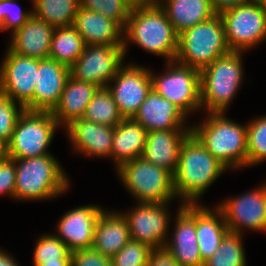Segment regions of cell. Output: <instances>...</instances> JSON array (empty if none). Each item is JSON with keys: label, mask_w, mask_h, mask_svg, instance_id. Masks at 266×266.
Returning <instances> with one entry per match:
<instances>
[{"label": "cell", "mask_w": 266, "mask_h": 266, "mask_svg": "<svg viewBox=\"0 0 266 266\" xmlns=\"http://www.w3.org/2000/svg\"><path fill=\"white\" fill-rule=\"evenodd\" d=\"M70 68L51 59H38V70L33 94V111H53L58 105Z\"/></svg>", "instance_id": "cell-18"}, {"label": "cell", "mask_w": 266, "mask_h": 266, "mask_svg": "<svg viewBox=\"0 0 266 266\" xmlns=\"http://www.w3.org/2000/svg\"><path fill=\"white\" fill-rule=\"evenodd\" d=\"M83 119L116 127L124 118L120 114L110 90L100 87L88 103Z\"/></svg>", "instance_id": "cell-31"}, {"label": "cell", "mask_w": 266, "mask_h": 266, "mask_svg": "<svg viewBox=\"0 0 266 266\" xmlns=\"http://www.w3.org/2000/svg\"><path fill=\"white\" fill-rule=\"evenodd\" d=\"M98 88L97 85L78 80L70 74L60 101L52 111L58 125L68 126L71 122L83 118L87 105Z\"/></svg>", "instance_id": "cell-25"}, {"label": "cell", "mask_w": 266, "mask_h": 266, "mask_svg": "<svg viewBox=\"0 0 266 266\" xmlns=\"http://www.w3.org/2000/svg\"><path fill=\"white\" fill-rule=\"evenodd\" d=\"M37 70L38 59L16 54L8 48L0 66V93L25 110L33 111Z\"/></svg>", "instance_id": "cell-11"}, {"label": "cell", "mask_w": 266, "mask_h": 266, "mask_svg": "<svg viewBox=\"0 0 266 266\" xmlns=\"http://www.w3.org/2000/svg\"><path fill=\"white\" fill-rule=\"evenodd\" d=\"M102 211L96 205L79 206L68 211L58 223L59 235L56 236L71 252L91 248L95 224Z\"/></svg>", "instance_id": "cell-17"}, {"label": "cell", "mask_w": 266, "mask_h": 266, "mask_svg": "<svg viewBox=\"0 0 266 266\" xmlns=\"http://www.w3.org/2000/svg\"><path fill=\"white\" fill-rule=\"evenodd\" d=\"M16 183L14 198L43 200L54 198L69 188V180L51 154L14 159Z\"/></svg>", "instance_id": "cell-4"}, {"label": "cell", "mask_w": 266, "mask_h": 266, "mask_svg": "<svg viewBox=\"0 0 266 266\" xmlns=\"http://www.w3.org/2000/svg\"><path fill=\"white\" fill-rule=\"evenodd\" d=\"M229 232L242 234L244 228L266 231V184L218 204Z\"/></svg>", "instance_id": "cell-14"}, {"label": "cell", "mask_w": 266, "mask_h": 266, "mask_svg": "<svg viewBox=\"0 0 266 266\" xmlns=\"http://www.w3.org/2000/svg\"><path fill=\"white\" fill-rule=\"evenodd\" d=\"M6 156H7V154H6V144L3 143V142L0 140V161H1L2 159H4Z\"/></svg>", "instance_id": "cell-46"}, {"label": "cell", "mask_w": 266, "mask_h": 266, "mask_svg": "<svg viewBox=\"0 0 266 266\" xmlns=\"http://www.w3.org/2000/svg\"><path fill=\"white\" fill-rule=\"evenodd\" d=\"M230 51L222 19L216 14L179 33L175 61L201 71Z\"/></svg>", "instance_id": "cell-5"}, {"label": "cell", "mask_w": 266, "mask_h": 266, "mask_svg": "<svg viewBox=\"0 0 266 266\" xmlns=\"http://www.w3.org/2000/svg\"><path fill=\"white\" fill-rule=\"evenodd\" d=\"M216 14L247 3L246 0H210Z\"/></svg>", "instance_id": "cell-42"}, {"label": "cell", "mask_w": 266, "mask_h": 266, "mask_svg": "<svg viewBox=\"0 0 266 266\" xmlns=\"http://www.w3.org/2000/svg\"><path fill=\"white\" fill-rule=\"evenodd\" d=\"M66 130L76 151L87 156H111L114 127L81 118L71 122Z\"/></svg>", "instance_id": "cell-22"}, {"label": "cell", "mask_w": 266, "mask_h": 266, "mask_svg": "<svg viewBox=\"0 0 266 266\" xmlns=\"http://www.w3.org/2000/svg\"><path fill=\"white\" fill-rule=\"evenodd\" d=\"M228 232L223 213L218 207L211 211L196 203V236L204 262L214 255Z\"/></svg>", "instance_id": "cell-27"}, {"label": "cell", "mask_w": 266, "mask_h": 266, "mask_svg": "<svg viewBox=\"0 0 266 266\" xmlns=\"http://www.w3.org/2000/svg\"><path fill=\"white\" fill-rule=\"evenodd\" d=\"M167 67V72L161 76L151 73L152 88L185 115L200 109V71L176 61L167 62Z\"/></svg>", "instance_id": "cell-9"}, {"label": "cell", "mask_w": 266, "mask_h": 266, "mask_svg": "<svg viewBox=\"0 0 266 266\" xmlns=\"http://www.w3.org/2000/svg\"><path fill=\"white\" fill-rule=\"evenodd\" d=\"M224 112L208 113L207 120L191 126V132L227 169L247 166V125L225 117Z\"/></svg>", "instance_id": "cell-3"}, {"label": "cell", "mask_w": 266, "mask_h": 266, "mask_svg": "<svg viewBox=\"0 0 266 266\" xmlns=\"http://www.w3.org/2000/svg\"><path fill=\"white\" fill-rule=\"evenodd\" d=\"M80 7L100 13L125 28L131 6L125 0H79Z\"/></svg>", "instance_id": "cell-35"}, {"label": "cell", "mask_w": 266, "mask_h": 266, "mask_svg": "<svg viewBox=\"0 0 266 266\" xmlns=\"http://www.w3.org/2000/svg\"><path fill=\"white\" fill-rule=\"evenodd\" d=\"M131 240L126 217L119 212L102 211L95 228L92 249L112 257Z\"/></svg>", "instance_id": "cell-24"}, {"label": "cell", "mask_w": 266, "mask_h": 266, "mask_svg": "<svg viewBox=\"0 0 266 266\" xmlns=\"http://www.w3.org/2000/svg\"><path fill=\"white\" fill-rule=\"evenodd\" d=\"M191 128L150 131L147 134L145 150L142 157L174 175L181 146Z\"/></svg>", "instance_id": "cell-19"}, {"label": "cell", "mask_w": 266, "mask_h": 266, "mask_svg": "<svg viewBox=\"0 0 266 266\" xmlns=\"http://www.w3.org/2000/svg\"><path fill=\"white\" fill-rule=\"evenodd\" d=\"M71 266H113L111 257L100 254L98 251L79 249L71 252Z\"/></svg>", "instance_id": "cell-39"}, {"label": "cell", "mask_w": 266, "mask_h": 266, "mask_svg": "<svg viewBox=\"0 0 266 266\" xmlns=\"http://www.w3.org/2000/svg\"><path fill=\"white\" fill-rule=\"evenodd\" d=\"M85 47L83 38L73 25L56 27L53 33L49 58L71 68Z\"/></svg>", "instance_id": "cell-29"}, {"label": "cell", "mask_w": 266, "mask_h": 266, "mask_svg": "<svg viewBox=\"0 0 266 266\" xmlns=\"http://www.w3.org/2000/svg\"><path fill=\"white\" fill-rule=\"evenodd\" d=\"M0 266H18V263L12 256L0 249Z\"/></svg>", "instance_id": "cell-43"}, {"label": "cell", "mask_w": 266, "mask_h": 266, "mask_svg": "<svg viewBox=\"0 0 266 266\" xmlns=\"http://www.w3.org/2000/svg\"><path fill=\"white\" fill-rule=\"evenodd\" d=\"M55 27L32 15L13 33L9 49L19 55L35 59L49 58Z\"/></svg>", "instance_id": "cell-23"}, {"label": "cell", "mask_w": 266, "mask_h": 266, "mask_svg": "<svg viewBox=\"0 0 266 266\" xmlns=\"http://www.w3.org/2000/svg\"><path fill=\"white\" fill-rule=\"evenodd\" d=\"M59 127L51 111H29L19 116L11 139L6 144L7 157L23 159L46 154Z\"/></svg>", "instance_id": "cell-8"}, {"label": "cell", "mask_w": 266, "mask_h": 266, "mask_svg": "<svg viewBox=\"0 0 266 266\" xmlns=\"http://www.w3.org/2000/svg\"><path fill=\"white\" fill-rule=\"evenodd\" d=\"M131 7H137L151 3L154 0H125Z\"/></svg>", "instance_id": "cell-45"}, {"label": "cell", "mask_w": 266, "mask_h": 266, "mask_svg": "<svg viewBox=\"0 0 266 266\" xmlns=\"http://www.w3.org/2000/svg\"><path fill=\"white\" fill-rule=\"evenodd\" d=\"M260 5H261L263 11H264L265 14H266V0H264Z\"/></svg>", "instance_id": "cell-48"}, {"label": "cell", "mask_w": 266, "mask_h": 266, "mask_svg": "<svg viewBox=\"0 0 266 266\" xmlns=\"http://www.w3.org/2000/svg\"><path fill=\"white\" fill-rule=\"evenodd\" d=\"M241 53L230 51L200 71L201 107L209 113H225L237 93L244 70Z\"/></svg>", "instance_id": "cell-6"}, {"label": "cell", "mask_w": 266, "mask_h": 266, "mask_svg": "<svg viewBox=\"0 0 266 266\" xmlns=\"http://www.w3.org/2000/svg\"><path fill=\"white\" fill-rule=\"evenodd\" d=\"M264 0H246L247 3L261 4Z\"/></svg>", "instance_id": "cell-47"}, {"label": "cell", "mask_w": 266, "mask_h": 266, "mask_svg": "<svg viewBox=\"0 0 266 266\" xmlns=\"http://www.w3.org/2000/svg\"><path fill=\"white\" fill-rule=\"evenodd\" d=\"M150 248L139 241L130 240L117 254L111 257L113 266H147Z\"/></svg>", "instance_id": "cell-36"}, {"label": "cell", "mask_w": 266, "mask_h": 266, "mask_svg": "<svg viewBox=\"0 0 266 266\" xmlns=\"http://www.w3.org/2000/svg\"><path fill=\"white\" fill-rule=\"evenodd\" d=\"M178 36L165 11L155 0L132 7L124 28V54L127 42L131 40L152 54L166 57L168 62L175 61Z\"/></svg>", "instance_id": "cell-2"}, {"label": "cell", "mask_w": 266, "mask_h": 266, "mask_svg": "<svg viewBox=\"0 0 266 266\" xmlns=\"http://www.w3.org/2000/svg\"><path fill=\"white\" fill-rule=\"evenodd\" d=\"M247 166L266 160V116L252 120L247 126Z\"/></svg>", "instance_id": "cell-33"}, {"label": "cell", "mask_w": 266, "mask_h": 266, "mask_svg": "<svg viewBox=\"0 0 266 266\" xmlns=\"http://www.w3.org/2000/svg\"><path fill=\"white\" fill-rule=\"evenodd\" d=\"M242 234L228 232L217 251L205 261L204 266H246Z\"/></svg>", "instance_id": "cell-32"}, {"label": "cell", "mask_w": 266, "mask_h": 266, "mask_svg": "<svg viewBox=\"0 0 266 266\" xmlns=\"http://www.w3.org/2000/svg\"><path fill=\"white\" fill-rule=\"evenodd\" d=\"M179 34L216 15L210 0H155Z\"/></svg>", "instance_id": "cell-28"}, {"label": "cell", "mask_w": 266, "mask_h": 266, "mask_svg": "<svg viewBox=\"0 0 266 266\" xmlns=\"http://www.w3.org/2000/svg\"><path fill=\"white\" fill-rule=\"evenodd\" d=\"M118 175L139 203H168L176 197L173 176L143 157L121 164Z\"/></svg>", "instance_id": "cell-7"}, {"label": "cell", "mask_w": 266, "mask_h": 266, "mask_svg": "<svg viewBox=\"0 0 266 266\" xmlns=\"http://www.w3.org/2000/svg\"><path fill=\"white\" fill-rule=\"evenodd\" d=\"M231 51H245L266 39V14L260 4L245 3L219 14Z\"/></svg>", "instance_id": "cell-10"}, {"label": "cell", "mask_w": 266, "mask_h": 266, "mask_svg": "<svg viewBox=\"0 0 266 266\" xmlns=\"http://www.w3.org/2000/svg\"><path fill=\"white\" fill-rule=\"evenodd\" d=\"M226 170L191 132L181 146L173 175L176 197L180 196L183 204H196L197 199Z\"/></svg>", "instance_id": "cell-1"}, {"label": "cell", "mask_w": 266, "mask_h": 266, "mask_svg": "<svg viewBox=\"0 0 266 266\" xmlns=\"http://www.w3.org/2000/svg\"><path fill=\"white\" fill-rule=\"evenodd\" d=\"M168 203H139L123 215L127 219L131 239L152 249L164 248L168 234ZM168 213V214H167Z\"/></svg>", "instance_id": "cell-15"}, {"label": "cell", "mask_w": 266, "mask_h": 266, "mask_svg": "<svg viewBox=\"0 0 266 266\" xmlns=\"http://www.w3.org/2000/svg\"><path fill=\"white\" fill-rule=\"evenodd\" d=\"M124 56V46L85 45L70 74L99 88L107 87L123 65Z\"/></svg>", "instance_id": "cell-12"}, {"label": "cell", "mask_w": 266, "mask_h": 266, "mask_svg": "<svg viewBox=\"0 0 266 266\" xmlns=\"http://www.w3.org/2000/svg\"><path fill=\"white\" fill-rule=\"evenodd\" d=\"M147 130L133 118H124L116 127L112 140L111 157L116 163V168L121 164L142 157Z\"/></svg>", "instance_id": "cell-26"}, {"label": "cell", "mask_w": 266, "mask_h": 266, "mask_svg": "<svg viewBox=\"0 0 266 266\" xmlns=\"http://www.w3.org/2000/svg\"><path fill=\"white\" fill-rule=\"evenodd\" d=\"M185 118L186 115L178 107L153 88L133 117L147 132L183 129Z\"/></svg>", "instance_id": "cell-20"}, {"label": "cell", "mask_w": 266, "mask_h": 266, "mask_svg": "<svg viewBox=\"0 0 266 266\" xmlns=\"http://www.w3.org/2000/svg\"><path fill=\"white\" fill-rule=\"evenodd\" d=\"M34 266H71V261H45V263L34 264Z\"/></svg>", "instance_id": "cell-44"}, {"label": "cell", "mask_w": 266, "mask_h": 266, "mask_svg": "<svg viewBox=\"0 0 266 266\" xmlns=\"http://www.w3.org/2000/svg\"><path fill=\"white\" fill-rule=\"evenodd\" d=\"M33 15L53 27L73 25L79 0H32Z\"/></svg>", "instance_id": "cell-30"}, {"label": "cell", "mask_w": 266, "mask_h": 266, "mask_svg": "<svg viewBox=\"0 0 266 266\" xmlns=\"http://www.w3.org/2000/svg\"><path fill=\"white\" fill-rule=\"evenodd\" d=\"M16 170L14 159L5 157L0 161V194H7L14 198Z\"/></svg>", "instance_id": "cell-40"}, {"label": "cell", "mask_w": 266, "mask_h": 266, "mask_svg": "<svg viewBox=\"0 0 266 266\" xmlns=\"http://www.w3.org/2000/svg\"><path fill=\"white\" fill-rule=\"evenodd\" d=\"M171 242L165 249L181 266H204L196 236V204H182Z\"/></svg>", "instance_id": "cell-16"}, {"label": "cell", "mask_w": 266, "mask_h": 266, "mask_svg": "<svg viewBox=\"0 0 266 266\" xmlns=\"http://www.w3.org/2000/svg\"><path fill=\"white\" fill-rule=\"evenodd\" d=\"M147 266H181L165 249H152L148 256Z\"/></svg>", "instance_id": "cell-41"}, {"label": "cell", "mask_w": 266, "mask_h": 266, "mask_svg": "<svg viewBox=\"0 0 266 266\" xmlns=\"http://www.w3.org/2000/svg\"><path fill=\"white\" fill-rule=\"evenodd\" d=\"M0 93V140L7 144L11 139L12 132L16 126L19 116L25 108Z\"/></svg>", "instance_id": "cell-37"}, {"label": "cell", "mask_w": 266, "mask_h": 266, "mask_svg": "<svg viewBox=\"0 0 266 266\" xmlns=\"http://www.w3.org/2000/svg\"><path fill=\"white\" fill-rule=\"evenodd\" d=\"M85 45L124 46V28L100 13L79 6L73 23Z\"/></svg>", "instance_id": "cell-21"}, {"label": "cell", "mask_w": 266, "mask_h": 266, "mask_svg": "<svg viewBox=\"0 0 266 266\" xmlns=\"http://www.w3.org/2000/svg\"><path fill=\"white\" fill-rule=\"evenodd\" d=\"M15 5V0H0V30L12 28V33H14L33 15V11L24 12Z\"/></svg>", "instance_id": "cell-38"}, {"label": "cell", "mask_w": 266, "mask_h": 266, "mask_svg": "<svg viewBox=\"0 0 266 266\" xmlns=\"http://www.w3.org/2000/svg\"><path fill=\"white\" fill-rule=\"evenodd\" d=\"M45 261H71V251L54 235H42L34 248V264H42Z\"/></svg>", "instance_id": "cell-34"}, {"label": "cell", "mask_w": 266, "mask_h": 266, "mask_svg": "<svg viewBox=\"0 0 266 266\" xmlns=\"http://www.w3.org/2000/svg\"><path fill=\"white\" fill-rule=\"evenodd\" d=\"M111 81L114 86L109 84L107 88L120 114L123 118H133L152 89L151 71L137 64L122 65Z\"/></svg>", "instance_id": "cell-13"}]
</instances>
